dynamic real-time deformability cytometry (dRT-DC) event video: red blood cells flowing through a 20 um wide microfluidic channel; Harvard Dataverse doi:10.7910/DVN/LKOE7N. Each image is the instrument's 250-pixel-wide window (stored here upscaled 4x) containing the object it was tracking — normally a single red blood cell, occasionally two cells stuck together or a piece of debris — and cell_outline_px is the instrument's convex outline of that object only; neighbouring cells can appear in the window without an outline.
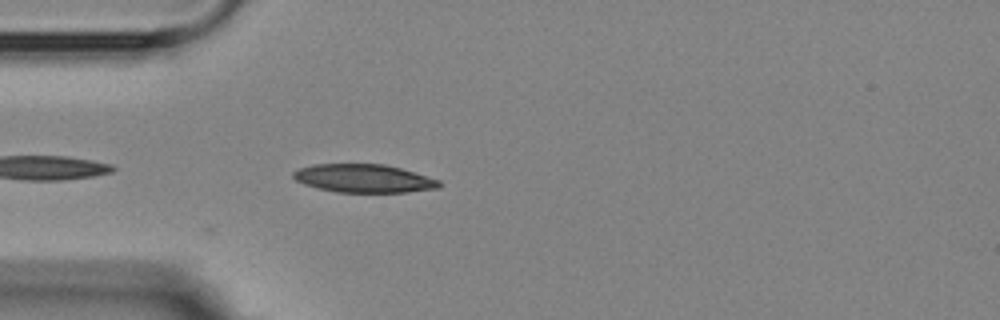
{"species": "Egyptian fruit bat (a non-hibernating species)", "species_latin": "Rousettus aegyptiacus", "temperature_condition": "room temperature", "stored_images_in_passage": 3, "camera_frame_rate_fps": 3000, "um_per_image_px": 0.085, "animal": {"sex": "female"}, "frame": {"image": 1, "passage_image": 3, "time_ms": 2.333, "image_size_px": [1000, 320], "cell_outline_px": [[440, 188], [408, 192], [336, 192], [316, 188], [304, 184], [296, 180], [292, 176], [292, 172], [300, 168], [312, 164], [384, 164], [400, 168], [440, 180]], "centroid_in_image_um": [30.9, 15.17], "position_along_channel_um": 54.1, "area_um2": 24.04}}